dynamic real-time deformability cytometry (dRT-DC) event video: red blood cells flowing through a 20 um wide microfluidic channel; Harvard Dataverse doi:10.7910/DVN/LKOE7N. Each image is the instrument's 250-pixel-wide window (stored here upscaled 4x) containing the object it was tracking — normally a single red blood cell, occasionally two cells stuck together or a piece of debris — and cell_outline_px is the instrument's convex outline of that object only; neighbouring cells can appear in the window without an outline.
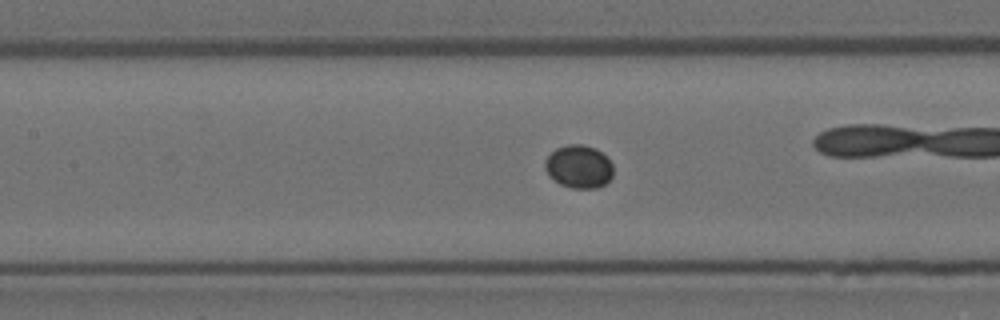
{"species": "Egyptian fruit bat (a non-hibernating species)", "species_latin": "Rousettus aegyptiacus", "temperature_condition": "room temperature", "stored_images_in_passage": 56, "camera_frame_rate_fps": 3000, "um_per_image_px": 0.085, "animal": {"sex": "female"}, "frame": {"image": 1, "passage_image": 25, "time_ms": 8.0, "image_size_px": [1000, 320], "cell_outline_px": [[612, 176], [604, 184], [596, 188], [572, 188], [560, 184], [552, 180], [548, 176], [544, 168], [544, 160], [556, 148], [568, 144], [580, 144], [596, 148], [608, 156], [612, 164]], "centroid_in_image_um": [49.18, 14.16], "position_along_channel_um": 158.2, "area_um2": 17.34}}
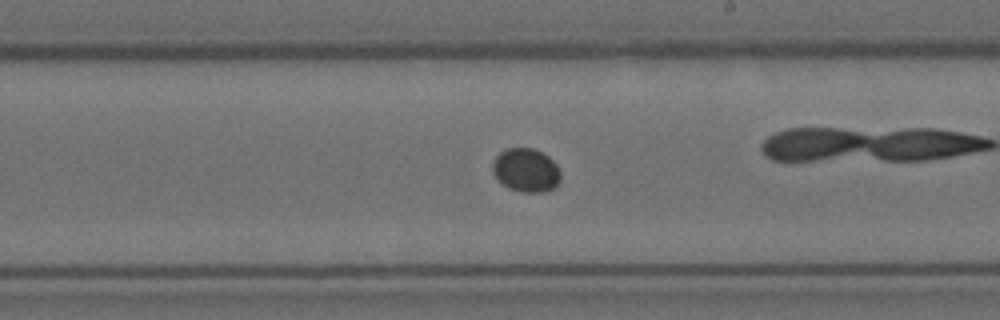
{"frame": {"image": 2, "passage_image": 32, "time_ms": 10.333, "image_size_px": [1000, 320], "cell_outline_px": [[560, 180], [556, 188], [544, 192], [524, 192], [508, 188], [492, 172], [492, 164], [496, 156], [500, 152], [508, 148], [532, 148], [548, 156], [556, 164], [560, 172]], "centroid_in_image_um": [44.73, 14.47], "position_along_channel_um": 244.3, "area_um2": 17.22}}